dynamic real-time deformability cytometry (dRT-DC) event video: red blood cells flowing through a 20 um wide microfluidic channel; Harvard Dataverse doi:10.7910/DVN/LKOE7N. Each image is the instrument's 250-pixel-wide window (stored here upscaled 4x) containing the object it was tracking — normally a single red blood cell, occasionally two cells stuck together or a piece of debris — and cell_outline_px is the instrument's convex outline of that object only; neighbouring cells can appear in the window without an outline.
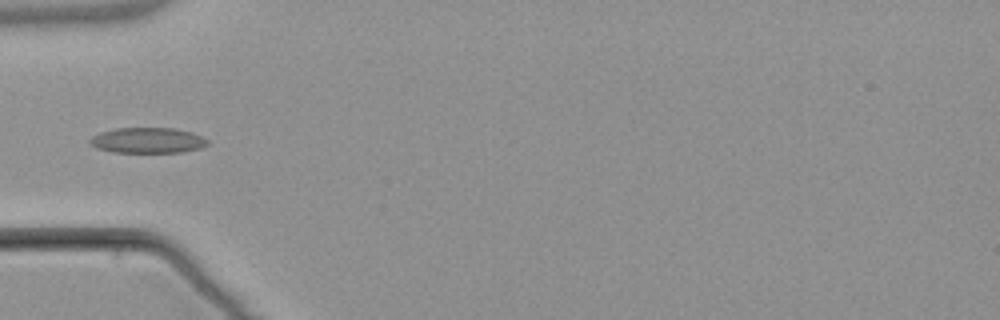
{"species": "common noctule bat (a hibernating species)", "species_latin": "Nyctalus noctula", "temperature_condition": "warm", "stored_images_in_passage": 6, "camera_frame_rate_fps": 3000, "um_per_image_px": 0.085, "animal": {"sex": "male", "body_mass_g": 21.5, "forearm_length_mm": 52.0}, "frame": {"image": 1, "passage_image": 5, "time_ms": 5.0, "image_size_px": [1000, 320], "cell_outline_px": [[208, 144], [200, 148], [184, 152], [112, 152], [96, 148], [88, 144], [88, 140], [92, 136], [100, 132], [116, 128], [176, 128], [192, 132], [208, 140]], "centroid_in_image_um": [12.52, 11.93], "position_along_channel_um": 72.5, "area_um2": 17.63}}
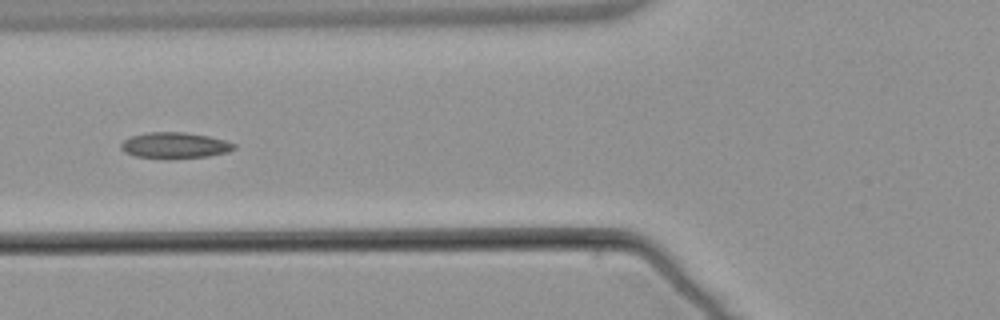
{"frame": {"image": 2, "passage_image": 6, "time_ms": 6.0, "image_size_px": [1000, 320], "cell_outline_px": [[236, 148], [228, 152], [208, 156], [172, 160], [136, 156], [124, 152], [120, 148], [120, 144], [124, 140], [132, 136], [148, 132], [184, 132], [208, 136], [224, 140], [236, 144]], "centroid_in_image_um": [14.86, 12.38], "position_along_channel_um": 110.9, "area_um2": 17.4}}